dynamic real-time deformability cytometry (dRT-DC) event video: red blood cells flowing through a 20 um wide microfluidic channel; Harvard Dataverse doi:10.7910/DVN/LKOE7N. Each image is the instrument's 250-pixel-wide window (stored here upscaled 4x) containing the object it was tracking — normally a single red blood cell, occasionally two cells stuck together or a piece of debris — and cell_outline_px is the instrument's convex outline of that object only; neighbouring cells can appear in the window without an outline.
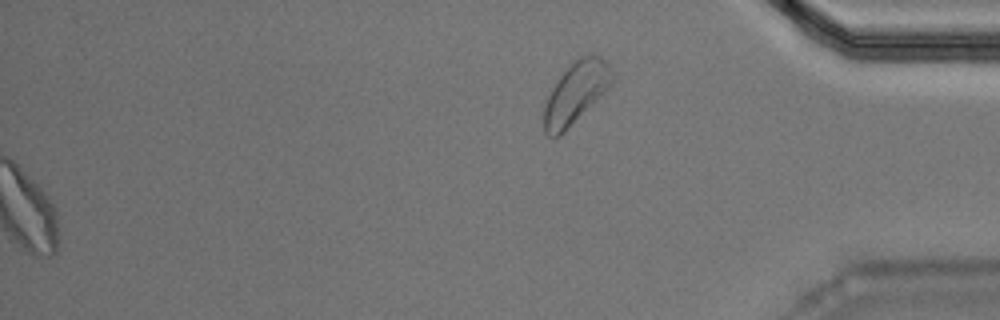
{"species": "Egyptian fruit bat (a non-hibernating species)", "species_latin": "Rousettus aegyptiacus", "temperature_condition": "warm", "stored_images_in_passage": 38, "segment_of_instrument_passage": [2, 2], "camera_frame_rate_fps": 3000, "um_per_image_px": 0.085, "animal": {"sex": "male"}, "frame": {"image": 1, "passage_image": 38, "time_ms": 12.333, "image_size_px": [1000, 320], "cell_outline_px": [[616, 80], [560, 136], [548, 136], [544, 132], [544, 108], [548, 96], [556, 80], [572, 60], [580, 56], [600, 56], [608, 60], [616, 72]], "centroid_in_image_um": [48.99, 7.82], "position_along_channel_um": 386.2, "area_um2": 24.62}}